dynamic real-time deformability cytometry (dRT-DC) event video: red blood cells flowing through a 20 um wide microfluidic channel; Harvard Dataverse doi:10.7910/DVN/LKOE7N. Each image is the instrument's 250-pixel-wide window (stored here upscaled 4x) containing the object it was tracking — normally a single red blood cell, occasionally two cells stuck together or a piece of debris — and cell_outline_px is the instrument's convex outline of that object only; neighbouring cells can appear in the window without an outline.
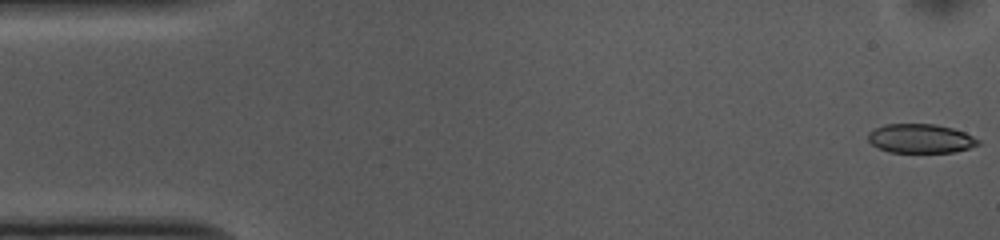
{"species": "common noctule bat (a hibernating species)", "species_latin": "Nyctalus noctula", "temperature_condition": "cold", "stored_images_in_passage": 53, "camera_frame_rate_fps": 3000, "um_per_image_px": 0.085, "animal": {"sex": "female", "body_mass_g": 10.0, "forearm_length_mm": 53.1}, "frame": {"image": 1, "passage_image": 1, "time_ms": 0.0, "image_size_px": [1000, 240], "cell_outline_px": [[980, 144], [956, 152], [888, 152], [872, 144], [868, 140], [868, 132], [884, 124], [936, 124], [952, 128], [964, 132], [980, 140]], "centroid_in_image_um": [78.25, 11.77], "position_along_channel_um": 6.8, "area_um2": 18.61}}
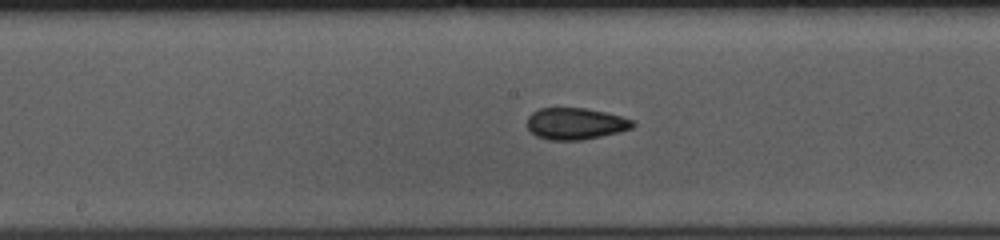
{"frame": {"image": 2, "passage_image": 26, "time_ms": 8.333, "image_size_px": [1000, 240], "cell_outline_px": [[636, 124], [632, 128], [620, 132], [584, 140], [548, 140], [536, 136], [528, 128], [528, 116], [532, 112], [540, 108], [584, 108], [604, 112], [636, 120]], "centroid_in_image_um": [48.94, 10.52], "position_along_channel_um": 199.3, "area_um2": 19.59}}
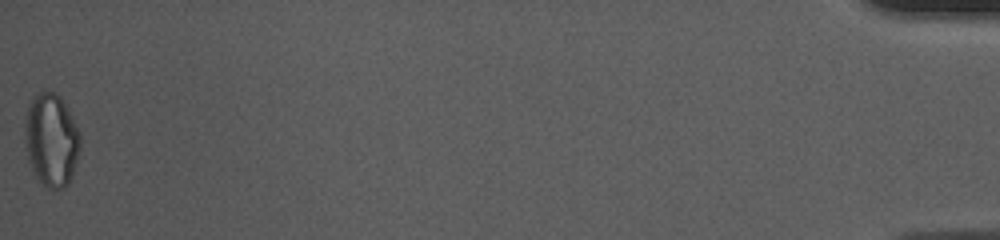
{"frame": {"image": 3, "passage_image": 53, "time_ms": 17.333, "image_size_px": [1000, 240], "cell_outline_px": [[80, 152], [72, 176], [68, 184], [64, 188], [48, 188], [32, 172], [28, 160], [24, 144], [24, 120], [28, 104], [32, 96], [40, 92], [52, 92], [60, 96], [80, 132]], "centroid_in_image_um": [4.34, 11.89], "position_along_channel_um": 430.9, "area_um2": 30.35}, "authors_computed_cell_mechanics": {"area_um2": 19.7676, "velocity_mm_per_s": 3.7151, "shape_relaxation_time_tau1_ms": 4.9755, "shape_relaxation_time_tau2_ms": 2.7093, "deformation_change_tau1": 0.1036, "deformation_change_tau2": 0.083}}